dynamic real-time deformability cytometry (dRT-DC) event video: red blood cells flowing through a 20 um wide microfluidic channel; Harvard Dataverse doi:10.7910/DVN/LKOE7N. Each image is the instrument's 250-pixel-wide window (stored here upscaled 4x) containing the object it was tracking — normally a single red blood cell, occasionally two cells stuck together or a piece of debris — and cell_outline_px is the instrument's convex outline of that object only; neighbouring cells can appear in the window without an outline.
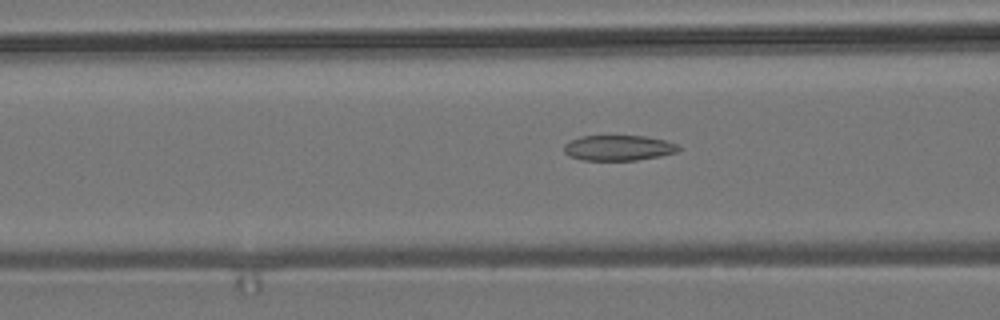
{"species": "common noctule bat (a hibernating species)", "species_latin": "Nyctalus noctula", "temperature_condition": "room temperature", "stored_images_in_passage": 54, "camera_frame_rate_fps": 3000, "um_per_image_px": 0.085, "animal": {"sex": "male", "body_mass_g": 19.2, "forearm_length_mm": 51.8}, "frame": {"image": 1, "passage_image": 21, "time_ms": 6.667, "image_size_px": [1000, 320], "cell_outline_px": [[680, 148], [676, 152], [660, 156], [636, 160], [584, 160], [568, 156], [564, 152], [564, 144], [580, 136], [644, 136], [664, 140], [676, 144]], "centroid_in_image_um": [52.54, 12.57], "position_along_channel_um": 114.1, "area_um2": 16.82}}
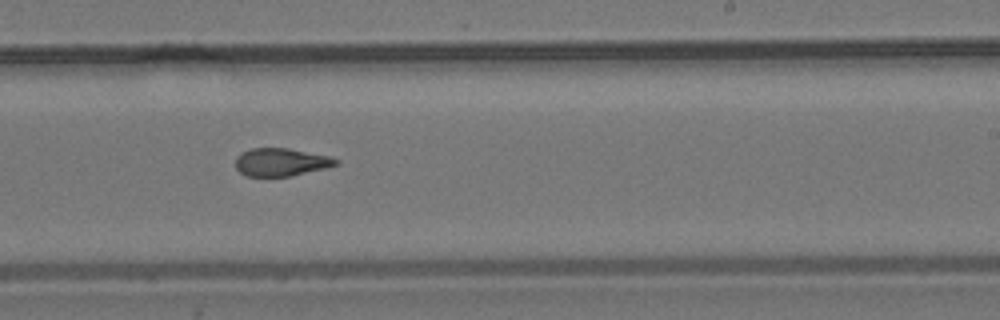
{"frame": {"image": 2, "passage_image": 33, "time_ms": 10.667, "image_size_px": [1000, 320], "cell_outline_px": [[340, 164], [292, 176], [248, 176], [240, 172], [236, 168], [236, 156], [240, 152], [252, 148], [288, 148], [328, 156], [340, 160]], "centroid_in_image_um": [23.88, 13.77], "position_along_channel_um": 265.1, "area_um2": 16.3}}
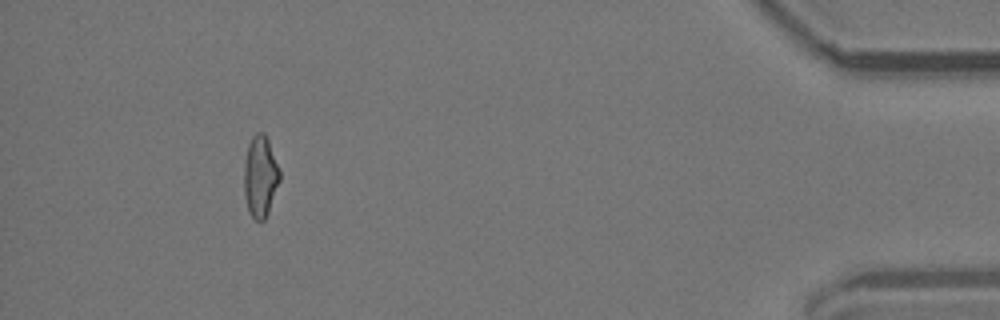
{"frame": {"image": 3, "passage_image": 50, "time_ms": 16.333, "image_size_px": [1000, 320], "cell_outline_px": [[280, 180], [268, 212], [264, 220], [260, 224], [248, 212], [244, 196], [244, 164], [248, 144], [252, 136], [256, 132], [264, 132], [268, 140], [280, 172]], "centroid_in_image_um": [22.11, 15.02], "position_along_channel_um": 413.1, "area_um2": 16.99}, "authors_computed_cell_mechanics": {"area_um2": 17.1666, "velocity_mm_per_s": 3.7852, "shape_relaxation_time_tau1_ms": null, "shape_relaxation_time_tau2_ms": 2.5833, "deformation_change_tau1": null, "deformation_change_tau2": 0.1013}}